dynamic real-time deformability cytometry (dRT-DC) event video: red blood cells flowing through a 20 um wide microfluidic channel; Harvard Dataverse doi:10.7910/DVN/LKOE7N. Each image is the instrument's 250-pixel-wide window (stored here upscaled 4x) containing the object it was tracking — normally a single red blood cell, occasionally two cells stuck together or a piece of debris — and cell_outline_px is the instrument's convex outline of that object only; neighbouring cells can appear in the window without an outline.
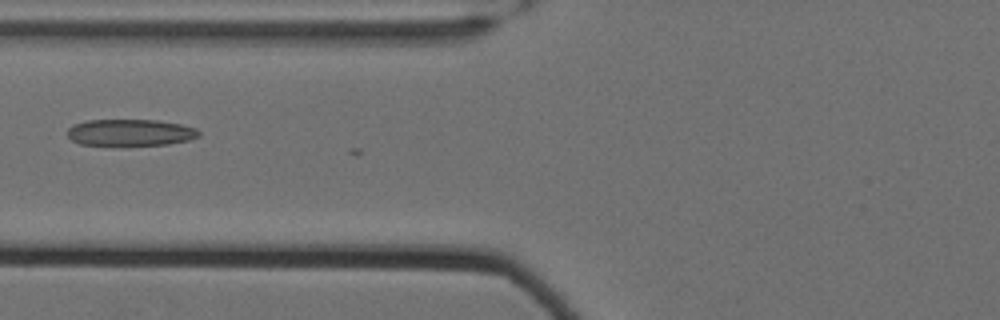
{"species": "Egyptian fruit bat (a non-hibernating species)", "species_latin": "Rousettus aegyptiacus", "temperature_condition": "cold", "stored_images_in_passage": 8, "camera_frame_rate_fps": 3000, "um_per_image_px": 0.085, "animal": {"sex": "female"}, "frame": {"image": 1, "passage_image": 5, "time_ms": 1.333, "image_size_px": [1000, 320], "cell_outline_px": [[200, 136], [188, 140], [168, 144], [80, 144], [72, 140], [68, 136], [68, 128], [72, 124], [88, 120], [160, 120], [180, 124], [196, 128], [200, 132]], "centroid_in_image_um": [11.09, 11.24], "position_along_channel_um": 114.7, "area_um2": 20.11}}